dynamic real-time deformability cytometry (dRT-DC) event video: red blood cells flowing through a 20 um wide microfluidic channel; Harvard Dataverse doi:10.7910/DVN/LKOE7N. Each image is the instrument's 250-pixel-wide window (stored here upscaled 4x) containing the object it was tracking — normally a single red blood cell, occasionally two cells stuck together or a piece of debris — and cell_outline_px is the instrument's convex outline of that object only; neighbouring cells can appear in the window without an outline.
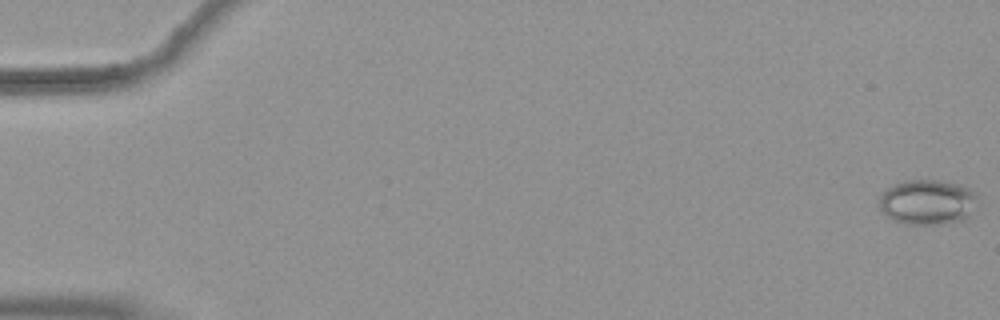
{"species": "common noctule bat (a hibernating species)", "species_latin": "Nyctalus noctula", "temperature_condition": "warm", "stored_images_in_passage": 55, "camera_frame_rate_fps": 3000, "um_per_image_px": 0.085, "animal": {"sex": "female", "body_mass_g": 19.9}, "frame": {"image": 1, "passage_image": 1, "time_ms": 0.0, "image_size_px": [1000, 320], "cell_outline_px": [[976, 196], [968, 216], [960, 220], [940, 224], [904, 224], [892, 220], [880, 208], [880, 196], [892, 184], [904, 180], [940, 180], [960, 184], [968, 188]], "centroid_in_image_um": [78.78, 17.16], "position_along_channel_um": 6.2, "area_um2": 25.43}}
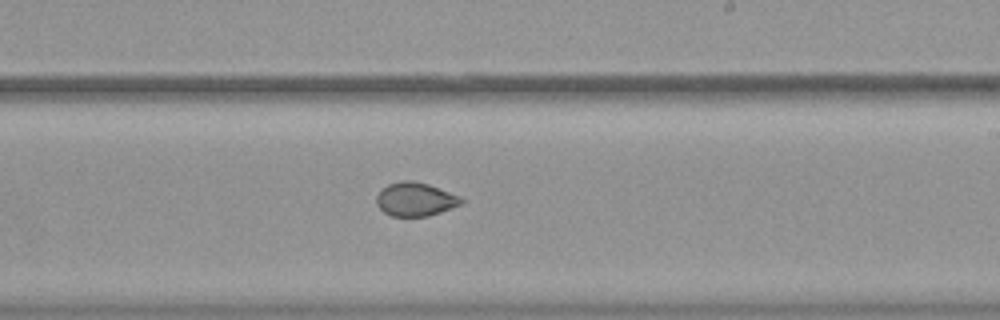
{"frame": {"image": 2, "passage_image": 34, "time_ms": 11.0, "image_size_px": [1000, 320], "cell_outline_px": [[464, 200], [460, 204], [440, 212], [428, 216], [392, 216], [384, 212], [376, 204], [376, 196], [388, 184], [400, 180], [412, 180], [428, 184], [460, 196]], "centroid_in_image_um": [35.29, 16.93], "position_along_channel_um": 253.7, "area_um2": 16.47}}
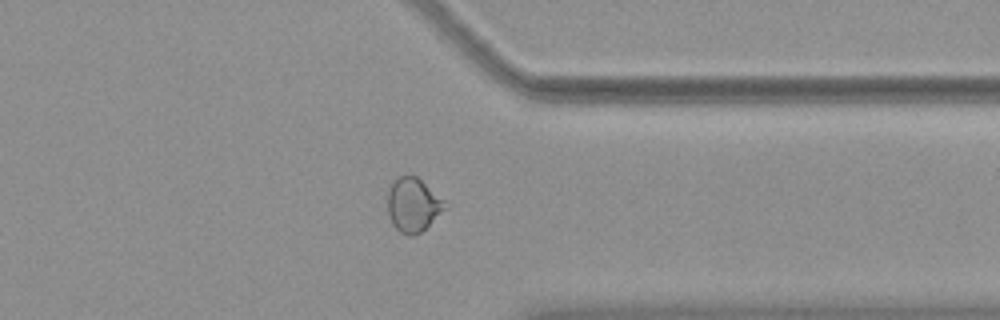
{"frame": {"image": 3, "passage_image": 44, "time_ms": 14.333, "image_size_px": [1000, 320], "cell_outline_px": [[448, 208], [420, 232], [412, 236], [408, 236], [400, 232], [392, 224], [388, 212], [388, 184], [396, 176], [416, 176], [444, 200]], "centroid_in_image_um": [35.09, 17.4], "position_along_channel_um": 376.3, "area_um2": 18.09}, "authors_computed_cell_mechanics": {"area_um2": 19.652, "velocity_mm_per_s": 3.7437, "shape_relaxation_time_tau1_ms": null, "shape_relaxation_time_tau2_ms": 1.4821, "deformation_change_tau1": null, "deformation_change_tau2": 0.0465}}